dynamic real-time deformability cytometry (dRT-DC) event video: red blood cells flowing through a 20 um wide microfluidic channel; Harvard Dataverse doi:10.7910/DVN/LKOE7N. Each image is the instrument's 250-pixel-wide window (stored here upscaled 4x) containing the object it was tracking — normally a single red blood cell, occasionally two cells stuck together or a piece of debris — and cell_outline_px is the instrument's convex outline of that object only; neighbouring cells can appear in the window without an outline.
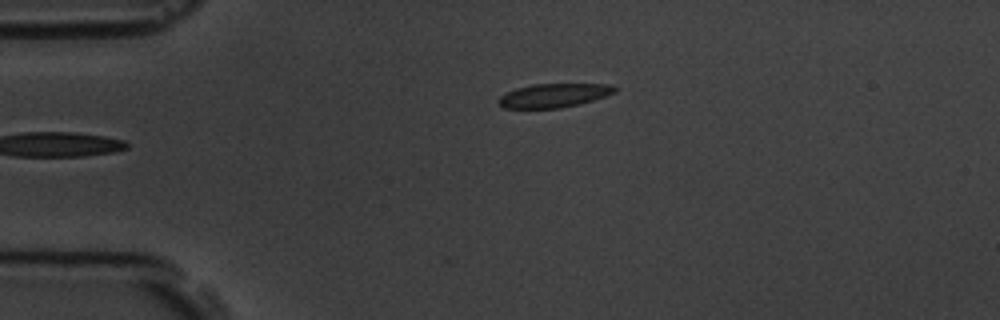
{"species": "common noctule bat (a hibernating species)", "species_latin": "Nyctalus noctula", "temperature_condition": "room temperature", "stored_images_in_passage": 6, "camera_frame_rate_fps": 3000, "um_per_image_px": 0.085, "animal": {"sex": "male", "body_mass_g": 19.5, "forearm_length_mm": 54.6}, "frame": {"image": 1, "passage_image": 6, "time_ms": 5.667, "image_size_px": [1000, 320], "cell_outline_px": [[616, 92], [580, 104], [560, 108], [504, 108], [496, 100], [500, 96], [516, 88], [532, 84], [612, 84], [616, 88]], "centroid_in_image_um": [47.07, 8.11], "position_along_channel_um": 37.9, "area_um2": 16.07}}